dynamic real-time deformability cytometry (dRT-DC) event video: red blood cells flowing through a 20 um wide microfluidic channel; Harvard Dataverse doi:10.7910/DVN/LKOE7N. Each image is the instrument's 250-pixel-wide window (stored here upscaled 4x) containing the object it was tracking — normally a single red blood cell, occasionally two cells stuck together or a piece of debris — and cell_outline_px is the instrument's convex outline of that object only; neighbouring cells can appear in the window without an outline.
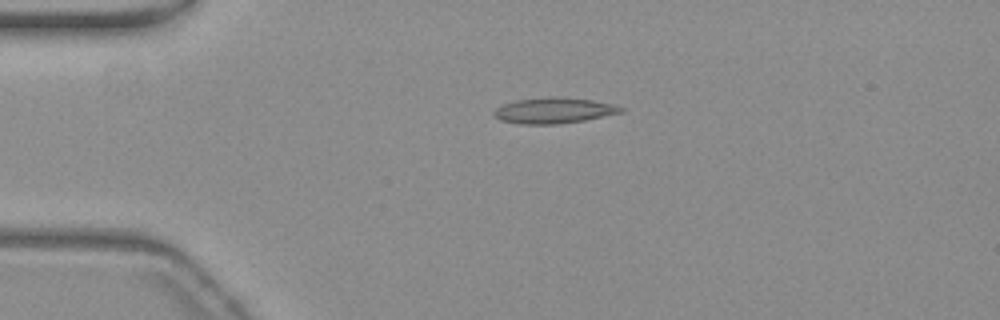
{"species": "common noctule bat (a hibernating species)", "species_latin": "Nyctalus noctula", "temperature_condition": "warm", "stored_images_in_passage": 44, "camera_frame_rate_fps": 3000, "um_per_image_px": 0.085, "animal": {"sex": "female", "body_mass_g": 19.3, "forearm_length_mm": 54.1}, "frame": {"image": 1, "passage_image": 1, "time_ms": 0.0, "image_size_px": [1000, 320], "cell_outline_px": [[624, 112], [584, 120], [556, 124], [520, 124], [500, 120], [492, 112], [496, 108], [504, 104], [516, 100], [548, 96], [556, 96], [592, 100], [612, 104], [624, 108]], "centroid_in_image_um": [47.07, 9.38], "position_along_channel_um": 37.9, "area_um2": 19.02}}
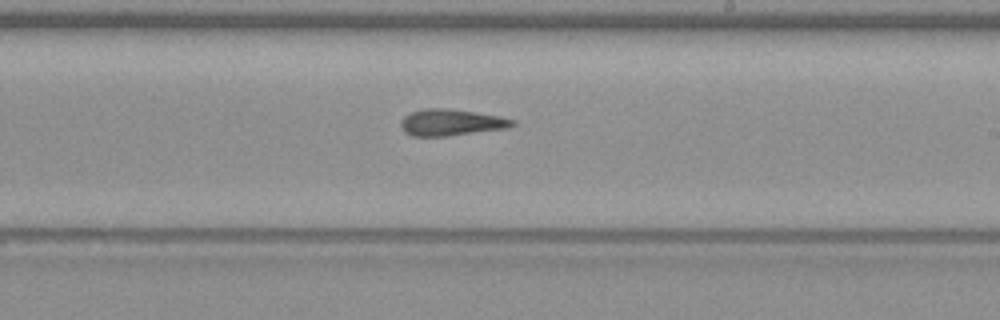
{"frame": {"image": 2, "passage_image": 21, "time_ms": 6.667, "image_size_px": [1000, 320], "cell_outline_px": [[516, 124], [508, 128], [448, 136], [412, 136], [404, 132], [400, 128], [400, 120], [404, 116], [412, 112], [424, 108], [448, 108], [500, 116], [516, 120]], "centroid_in_image_um": [38.33, 10.41], "position_along_channel_um": 250.7, "area_um2": 17.4}}
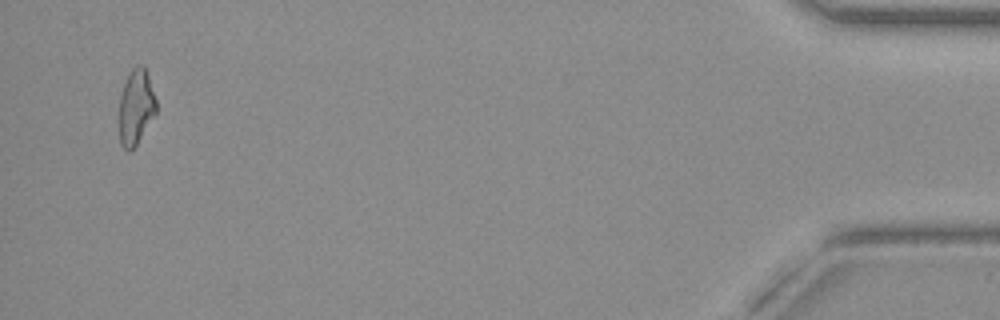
{"frame": {"image": 3, "passage_image": 42, "time_ms": 13.667, "image_size_px": [1000, 320], "cell_outline_px": [[156, 112], [136, 144], [128, 152], [120, 144], [120, 96], [124, 84], [132, 68], [136, 64], [144, 64], [156, 100]], "centroid_in_image_um": [11.56, 9.06], "position_along_channel_um": 423.6, "area_um2": 15.9}, "authors_computed_cell_mechanics": {"area_um2": 17.2822, "velocity_mm_per_s": 3.7126, "shape_relaxation_time_tau1_ms": null, "shape_relaxation_time_tau2_ms": 4.2496, "deformation_change_tau1": null, "deformation_change_tau2": 0.1454}}